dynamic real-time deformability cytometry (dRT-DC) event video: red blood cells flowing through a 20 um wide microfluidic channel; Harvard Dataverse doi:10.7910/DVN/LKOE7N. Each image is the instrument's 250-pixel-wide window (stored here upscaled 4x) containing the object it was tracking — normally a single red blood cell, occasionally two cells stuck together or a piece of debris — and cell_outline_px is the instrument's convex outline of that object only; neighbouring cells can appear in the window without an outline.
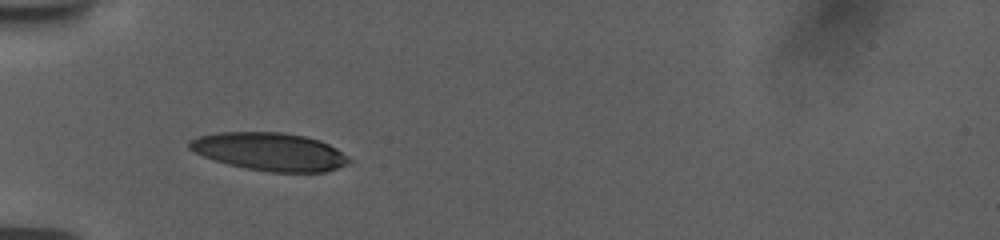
{"species": "human", "species_latin": "Homo sapiens", "temperature_condition": "room temperature", "stored_images_in_passage": 37, "camera_frame_rate_fps": 3000, "um_per_image_px": 0.085, "donor": {"sex": "female"}, "frame": {"image": 1, "passage_image": 1, "time_ms": 0.0, "image_size_px": [1000, 240], "cell_outline_px": [[352, 164], [324, 172], [268, 172], [244, 168], [228, 164], [204, 156], [188, 148], [188, 140], [196, 136], [220, 132], [280, 132], [304, 136], [320, 140], [336, 148], [348, 156], [352, 160]], "centroid_in_image_um": [22.96, 12.89], "position_along_channel_um": 62.0, "area_um2": 35.55}}
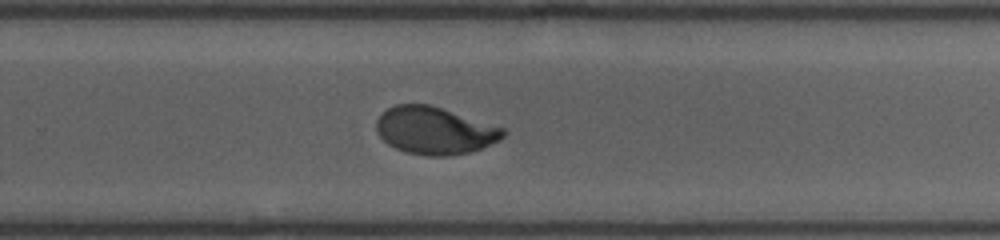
{"frame": {"image": 2, "passage_image": 20, "time_ms": 6.333, "image_size_px": [1000, 240], "cell_outline_px": [[508, 132], [500, 140], [484, 148], [468, 152], [448, 156], [428, 156], [408, 152], [396, 148], [388, 144], [376, 132], [376, 120], [388, 108], [396, 104], [428, 104], [504, 128]], "centroid_in_image_um": [36.96, 11.11], "position_along_channel_um": 292.8, "area_um2": 34.8}}
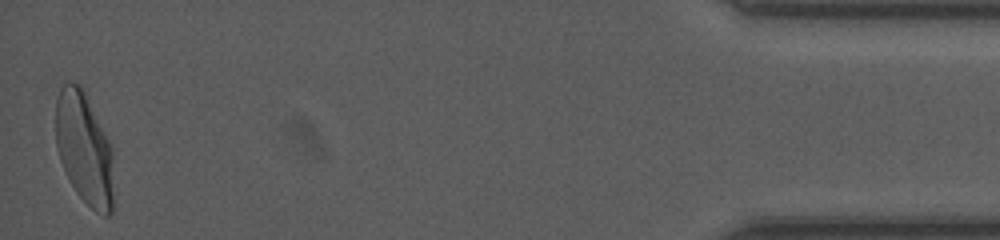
{"frame": {"image": 3, "passage_image": 37, "time_ms": 12.0, "image_size_px": [1000, 240], "cell_outline_px": [[116, 204], [112, 212], [108, 216], [104, 216], [96, 212], [76, 192], [60, 160], [56, 144], [56, 96], [60, 88], [64, 84], [80, 84], [112, 148]], "centroid_in_image_um": [7.21, 12.72], "position_along_channel_um": 428.0, "area_um2": 37.97}, "authors_computed_cell_mechanics": {"area_um2": 35.7782, "velocity_mm_per_s": 3.7566, "shape_relaxation_time_tau1_ms": 3.8261, "shape_relaxation_time_tau2_ms": null, "deformation_change_tau1": 0.1842, "deformation_change_tau2": null}}